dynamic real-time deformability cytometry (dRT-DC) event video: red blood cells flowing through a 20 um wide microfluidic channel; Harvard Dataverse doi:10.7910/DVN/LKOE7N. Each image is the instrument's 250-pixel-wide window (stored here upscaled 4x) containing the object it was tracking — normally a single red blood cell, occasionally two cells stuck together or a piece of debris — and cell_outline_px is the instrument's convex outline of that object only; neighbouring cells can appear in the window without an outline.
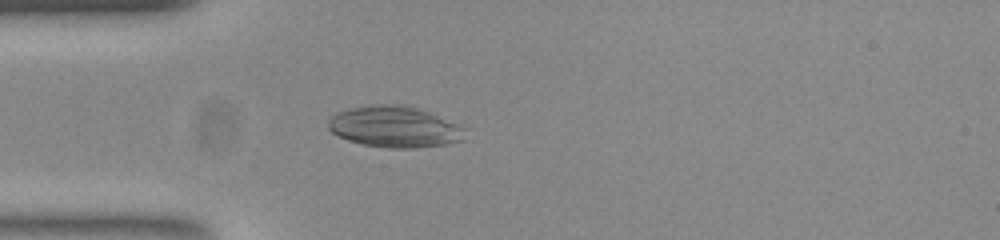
{"species": "common noctule bat (a hibernating species)", "species_latin": "Nyctalus noctula", "temperature_condition": "room temperature", "stored_images_in_passage": 46, "camera_frame_rate_fps": 3000, "um_per_image_px": 0.085, "animal": {"sex": "female", "body_mass_g": 23.0, "forearm_length_mm": 53.4}, "frame": {"image": 1, "passage_image": 12, "time_ms": 3.667, "image_size_px": [1000, 240], "cell_outline_px": [[468, 128], [464, 140], [444, 144], [416, 148], [388, 148], [364, 144], [348, 140], [332, 132], [328, 128], [328, 120], [336, 112], [348, 108], [364, 104], [408, 104], [432, 112]], "centroid_in_image_um": [33.58, 10.75], "position_along_channel_um": 51.4, "area_um2": 33.58}}
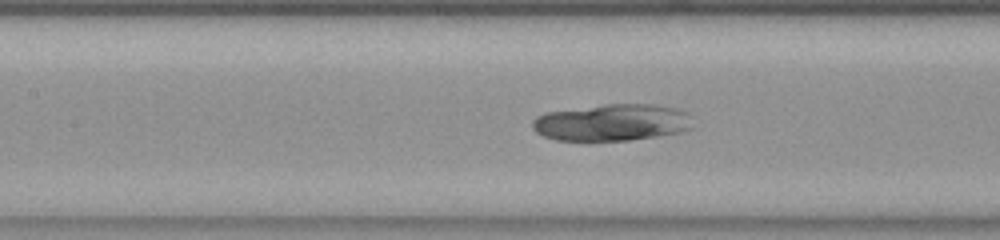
{"frame": {"image": 2, "passage_image": 21, "time_ms": 6.667, "image_size_px": [1000, 240], "cell_outline_px": [[692, 128], [680, 132], [656, 136], [628, 140], [556, 140], [544, 136], [536, 132], [532, 128], [532, 120], [536, 116], [544, 112], [604, 104], [652, 104], [676, 108], [684, 112]], "centroid_in_image_um": [51.93, 10.4], "position_along_channel_um": 155.5, "area_um2": 34.16}}
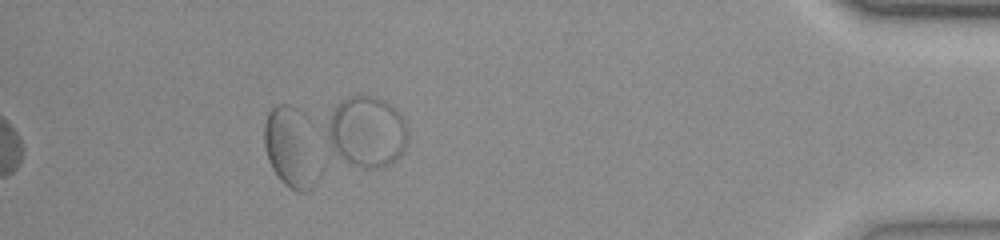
{"frame": {"image": 3, "passage_image": 46, "time_ms": 15.0, "image_size_px": [1000, 240], "cell_outline_px": [[312, 188], [308, 192], [296, 192], [284, 184], [280, 180], [272, 168], [268, 160], [264, 144], [264, 124], [268, 112], [276, 104], [288, 104], [292, 108], [312, 184]], "centroid_in_image_um": [24.32, 12.65], "position_along_channel_um": 410.9, "area_um2": 20.06}}